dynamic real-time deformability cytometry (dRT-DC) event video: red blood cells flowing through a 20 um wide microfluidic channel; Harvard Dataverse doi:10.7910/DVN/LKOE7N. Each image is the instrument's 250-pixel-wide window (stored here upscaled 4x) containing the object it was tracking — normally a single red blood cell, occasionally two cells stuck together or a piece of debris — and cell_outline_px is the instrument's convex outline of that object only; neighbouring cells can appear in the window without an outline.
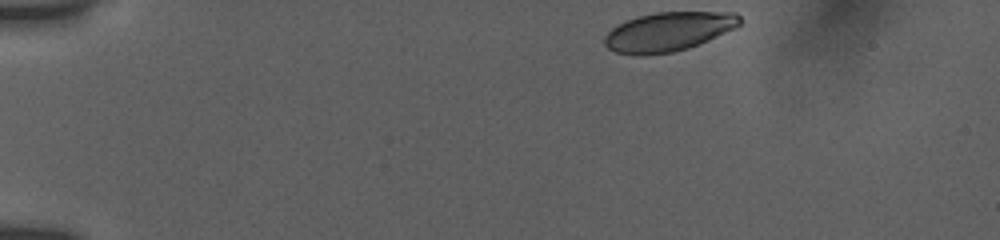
{"species": "human", "species_latin": "Homo sapiens", "temperature_condition": "room temperature", "stored_images_in_passage": 43, "camera_frame_rate_fps": 3000, "um_per_image_px": 0.085, "donor": {"sex": "female"}, "frame": {"image": 1, "passage_image": 1, "time_ms": 0.0, "image_size_px": [1000, 240], "cell_outline_px": [[740, 24], [736, 28], [708, 40], [688, 48], [672, 52], [644, 56], [636, 56], [616, 52], [608, 48], [604, 44], [604, 36], [612, 28], [628, 20], [640, 16], [656, 12], [736, 12], [740, 16]], "centroid_in_image_um": [56.82, 2.7], "position_along_channel_um": 28.2, "area_um2": 30.81}}
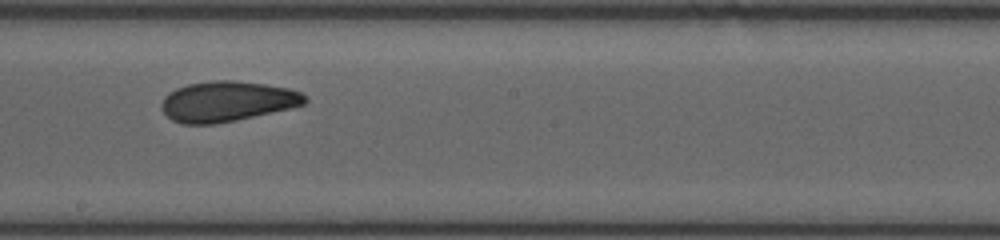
{"frame": {"image": 2, "passage_image": 24, "time_ms": 7.667, "image_size_px": [1000, 240], "cell_outline_px": [[308, 100], [304, 104], [288, 108], [236, 120], [216, 124], [180, 124], [172, 120], [160, 108], [160, 104], [164, 96], [168, 92], [176, 88], [188, 84], [212, 80], [232, 80], [264, 84], [288, 88], [300, 92], [308, 96]], "centroid_in_image_um": [19.26, 8.61], "position_along_channel_um": 228.9, "area_um2": 33.7}}
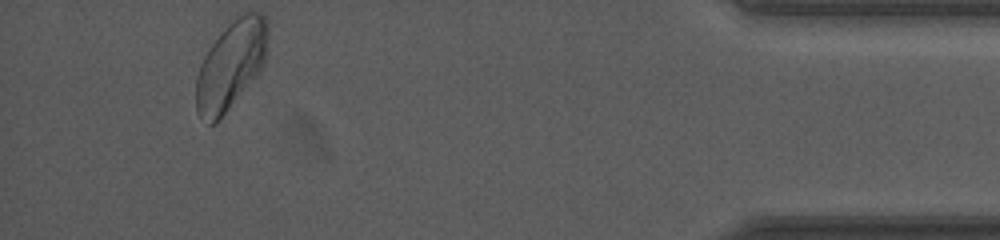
{"frame": {"image": 3, "passage_image": 43, "time_ms": 14.0, "image_size_px": [1000, 240], "cell_outline_px": [[268, 32], [264, 64], [260, 72], [220, 120], [216, 124], [208, 124], [196, 112], [196, 80], [200, 64], [208, 48], [228, 20], [236, 12], [264, 12], [268, 20]], "centroid_in_image_um": [19.63, 5.47], "position_along_channel_um": 415.6, "area_um2": 37.97}, "authors_computed_cell_mechanics": {"area_um2": 33.4084, "velocity_mm_per_s": 3.8127, "shape_relaxation_time_tau1_ms": 4.2506, "shape_relaxation_time_tau2_ms": 2.0692, "deformation_change_tau1": 0.1102, "deformation_change_tau2": 0.0657}}